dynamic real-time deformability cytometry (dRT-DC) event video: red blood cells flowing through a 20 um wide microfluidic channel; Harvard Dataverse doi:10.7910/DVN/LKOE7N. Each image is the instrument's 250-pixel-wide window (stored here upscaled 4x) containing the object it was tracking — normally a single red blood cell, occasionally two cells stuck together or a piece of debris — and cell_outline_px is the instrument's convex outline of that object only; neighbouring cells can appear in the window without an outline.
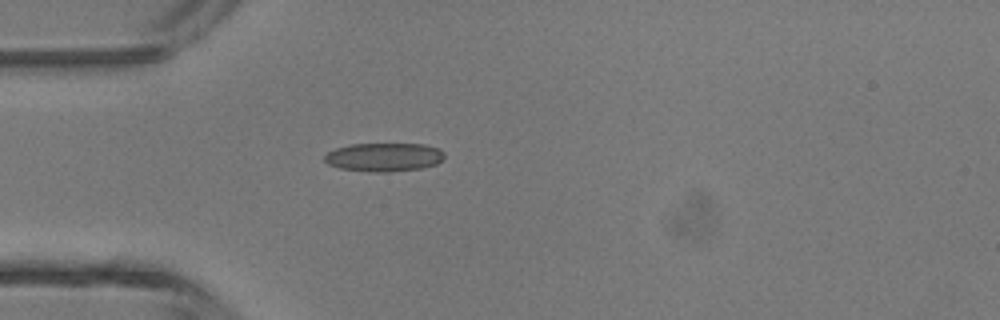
{"species": "common noctule bat (a hibernating species)", "species_latin": "Nyctalus noctula", "temperature_condition": "room temperature", "stored_images_in_passage": 4, "camera_frame_rate_fps": 3000, "um_per_image_px": 0.085, "animal": {"sex": "male", "body_mass_g": 13.3}, "frame": {"image": 1, "passage_image": 4, "time_ms": 1.0, "image_size_px": [1000, 320], "cell_outline_px": [[444, 160], [436, 164], [420, 168], [388, 172], [368, 172], [340, 168], [328, 164], [324, 160], [324, 156], [328, 152], [336, 148], [352, 144], [424, 144], [440, 148], [444, 152]], "centroid_in_image_um": [32.66, 13.35], "position_along_channel_um": 52.3, "area_um2": 20.06}}